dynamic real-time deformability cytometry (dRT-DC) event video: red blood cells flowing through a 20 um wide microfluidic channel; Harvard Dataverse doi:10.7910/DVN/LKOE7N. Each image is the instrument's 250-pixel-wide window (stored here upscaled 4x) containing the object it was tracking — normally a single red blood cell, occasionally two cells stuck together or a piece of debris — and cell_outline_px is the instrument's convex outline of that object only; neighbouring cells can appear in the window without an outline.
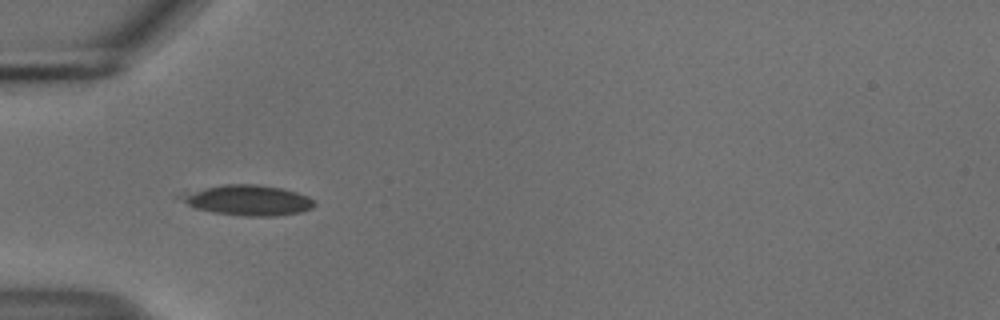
{"species": "common noctule bat (a hibernating species)", "species_latin": "Nyctalus noctula", "temperature_condition": "cold", "stored_images_in_passage": 45, "camera_frame_rate_fps": 3000, "um_per_image_px": 0.085, "animal": {"sex": "male", "body_mass_g": 18.8}, "frame": {"image": 1, "passage_image": 13, "time_ms": 4.0, "image_size_px": [1000, 320], "cell_outline_px": [[316, 204], [312, 208], [300, 212], [276, 216], [240, 216], [212, 212], [196, 208], [172, 196], [204, 188], [224, 184], [256, 184], [284, 188], [308, 196]], "centroid_in_image_um": [21.05, 17.02], "position_along_channel_um": 64.0, "area_um2": 23.76}}
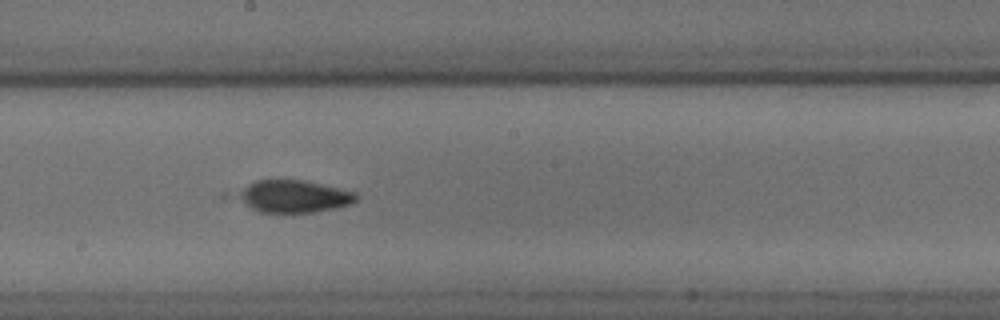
{"frame": {"image": 2, "passage_image": 26, "time_ms": 8.333, "image_size_px": [1000, 320], "cell_outline_px": [[360, 196], [352, 204], [336, 208], [316, 212], [260, 212], [252, 208], [236, 196], [248, 184], [256, 180], [304, 180], [340, 188], [356, 192]], "centroid_in_image_um": [25.05, 16.69], "position_along_channel_um": 223.1, "area_um2": 22.14}}
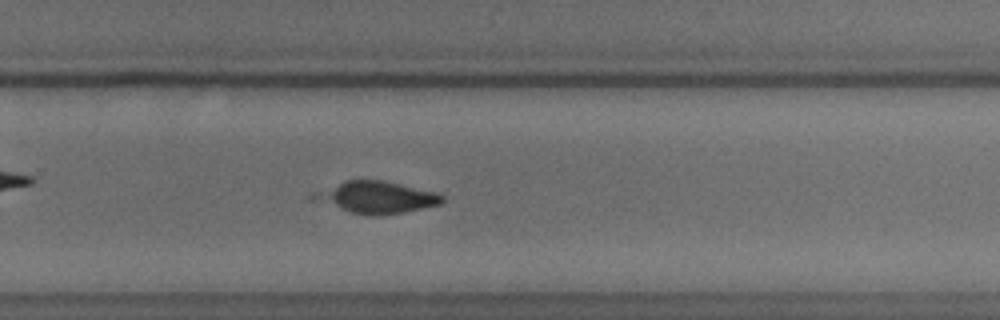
{"frame": {"image": 3, "passage_image": 32, "time_ms": 10.333, "image_size_px": [1000, 320], "cell_outline_px": [[444, 200], [440, 204], [404, 212], [380, 216], [368, 216], [352, 212], [308, 200], [308, 196], [312, 192], [344, 180], [384, 180], [440, 192], [444, 196]], "centroid_in_image_um": [31.94, 16.76], "position_along_channel_um": 297.9, "area_um2": 24.51}}